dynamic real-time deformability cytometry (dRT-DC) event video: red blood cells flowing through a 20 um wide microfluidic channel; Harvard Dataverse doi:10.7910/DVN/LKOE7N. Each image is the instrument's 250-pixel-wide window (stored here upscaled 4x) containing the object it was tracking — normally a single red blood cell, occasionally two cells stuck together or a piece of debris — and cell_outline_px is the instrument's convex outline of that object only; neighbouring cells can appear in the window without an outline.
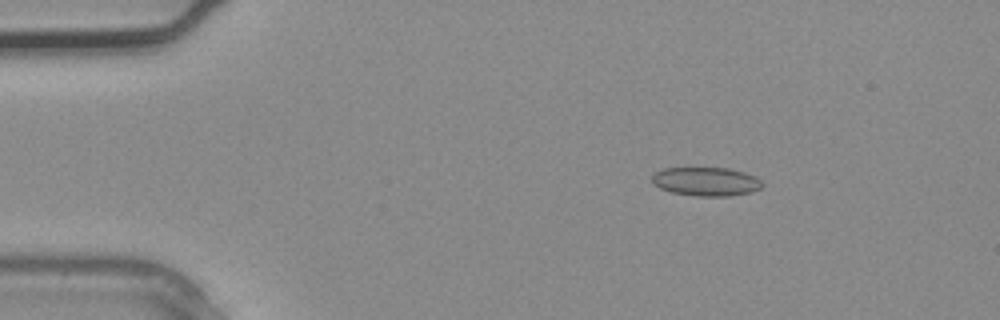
{"species": "common noctule bat (a hibernating species)", "species_latin": "Nyctalus noctula", "temperature_condition": "warm", "stored_images_in_passage": 1, "camera_frame_rate_fps": 3000, "um_per_image_px": 0.085, "animal": {"sex": "male", "body_mass_g": 20.4}, "frame": {"image": 1, "passage_image": 1, "time_ms": 0.0, "image_size_px": [1000, 320], "cell_outline_px": [[764, 184], [760, 188], [752, 192], [728, 196], [696, 196], [672, 192], [660, 188], [652, 184], [652, 176], [656, 172], [664, 168], [728, 168], [744, 172], [760, 180]], "centroid_in_image_um": [60.0, 15.43], "position_along_channel_um": 25.0, "area_um2": 18.38}}